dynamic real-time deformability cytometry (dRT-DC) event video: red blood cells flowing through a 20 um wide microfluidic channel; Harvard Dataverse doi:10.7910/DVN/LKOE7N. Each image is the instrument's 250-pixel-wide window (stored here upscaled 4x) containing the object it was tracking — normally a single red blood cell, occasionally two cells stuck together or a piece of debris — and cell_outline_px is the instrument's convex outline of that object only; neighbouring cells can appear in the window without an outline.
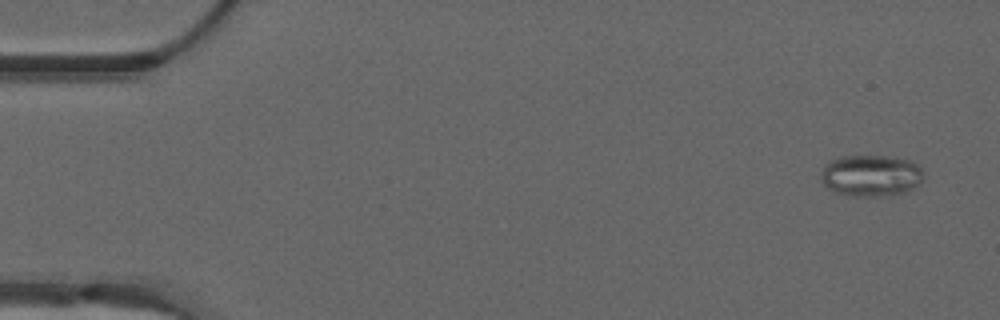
{"species": "common noctule bat (a hibernating species)", "species_latin": "Nyctalus noctula", "temperature_condition": "warm", "stored_images_in_passage": 51, "camera_frame_rate_fps": 3000, "um_per_image_px": 0.085, "animal": {"sex": "male", "forearm_length_mm": 52.5}, "frame": {"image": 1, "passage_image": 3, "time_ms": 0.667, "image_size_px": [1000, 320], "cell_outline_px": [[924, 180], [920, 184], [904, 192], [880, 196], [848, 196], [836, 192], [828, 188], [820, 180], [820, 172], [824, 164], [828, 160], [840, 156], [884, 156], [908, 160], [920, 164], [924, 172]], "centroid_in_image_um": [74.02, 14.91], "position_along_channel_um": 11.0, "area_um2": 25.26}}
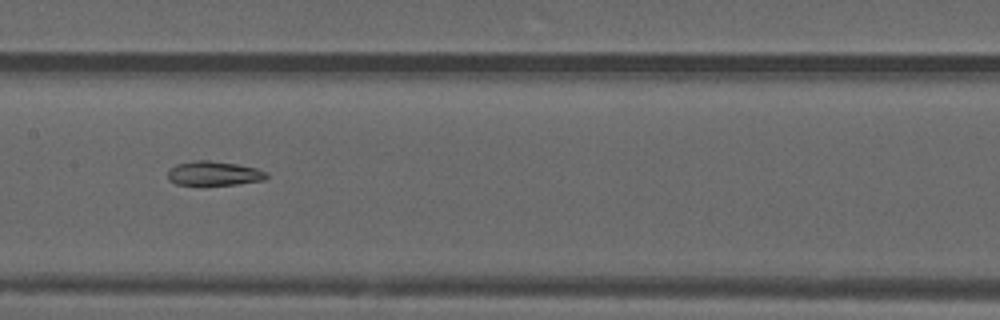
{"frame": {"image": 2, "passage_image": 26, "time_ms": 8.333, "image_size_px": [1000, 320], "cell_outline_px": [[268, 176], [264, 180], [236, 184], [200, 188], [176, 184], [168, 180], [168, 172], [176, 164], [196, 160], [208, 160], [236, 164], [256, 168], [268, 172]], "centroid_in_image_um": [18.15, 14.79], "position_along_channel_um": 189.2, "area_um2": 14.62}}
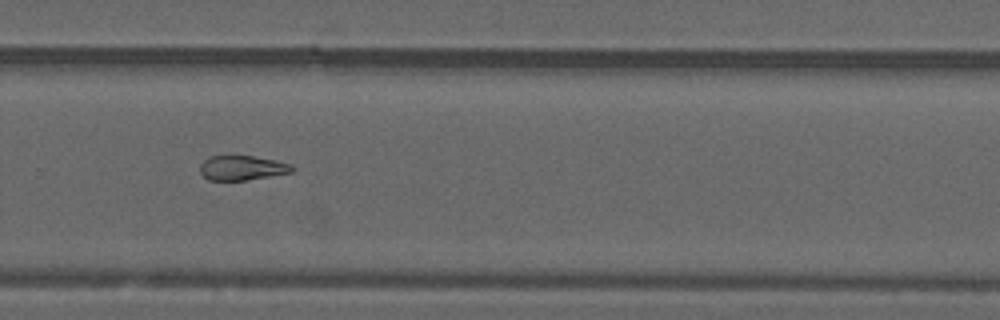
{"frame": {"image": 3, "passage_image": 35, "time_ms": 11.333, "image_size_px": [1000, 320], "cell_outline_px": [[292, 172], [244, 180], [208, 180], [200, 172], [200, 164], [208, 156], [224, 152], [228, 152], [276, 160], [292, 164]], "centroid_in_image_um": [20.49, 14.2], "position_along_channel_um": 309.3, "area_um2": 13.76}, "authors_computed_cell_mechanics": {"area_um2": 15.9528, "velocity_mm_per_s": 4.0119, "shape_relaxation_time_tau1_ms": null, "shape_relaxation_time_tau2_ms": 4.05, "deformation_change_tau1": null, "deformation_change_tau2": 0.115}}